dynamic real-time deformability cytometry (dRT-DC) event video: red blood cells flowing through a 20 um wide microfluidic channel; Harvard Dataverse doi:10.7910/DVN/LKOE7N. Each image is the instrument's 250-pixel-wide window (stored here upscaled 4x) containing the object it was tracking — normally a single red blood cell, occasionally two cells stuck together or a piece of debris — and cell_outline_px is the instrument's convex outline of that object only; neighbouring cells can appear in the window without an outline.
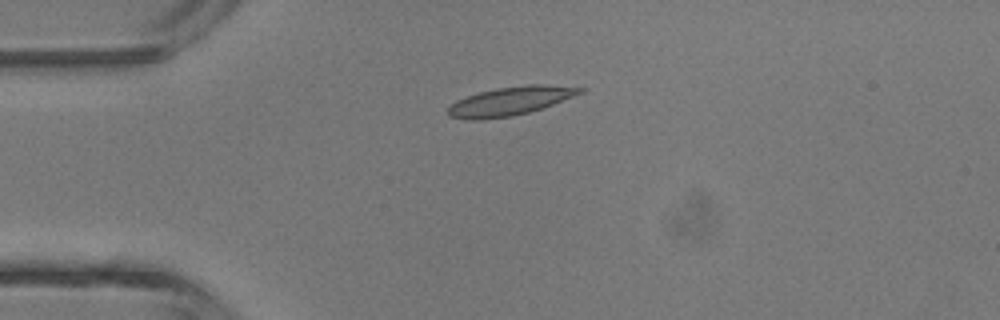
{"species": "common noctule bat (a hibernating species)", "species_latin": "Nyctalus noctula", "temperature_condition": "room temperature", "stored_images_in_passage": 5, "camera_frame_rate_fps": 3000, "um_per_image_px": 0.085, "animal": {"sex": "male", "body_mass_g": 13.3}, "frame": {"image": 1, "passage_image": 3, "time_ms": 3.0, "image_size_px": [1000, 320], "cell_outline_px": [[588, 88], [584, 92], [552, 104], [528, 112], [512, 116], [480, 120], [464, 120], [448, 116], [448, 108], [456, 100], [480, 92], [496, 88], [528, 84], [548, 84]], "centroid_in_image_um": [43.37, 8.59], "position_along_channel_um": 41.6, "area_um2": 22.02}}
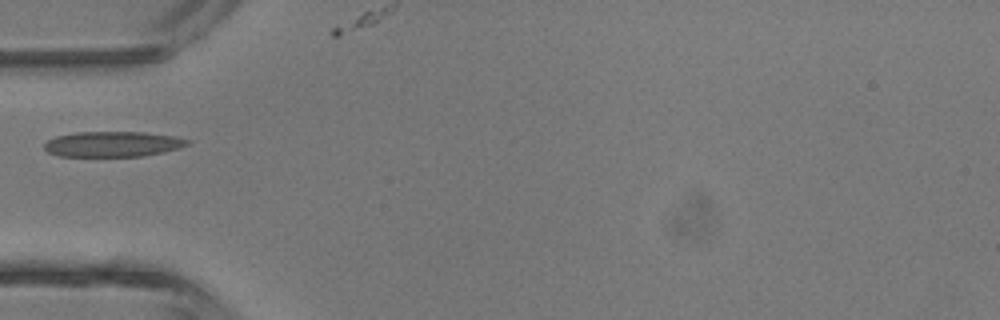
{"frame": {"image": 2, "passage_image": 4, "time_ms": 4.333, "image_size_px": [1000, 320], "cell_outline_px": [[192, 140], [188, 144], [180, 148], [164, 152], [144, 156], [60, 156], [48, 152], [44, 148], [44, 144], [48, 140], [56, 136], [76, 132], [144, 132], [176, 136]], "centroid_in_image_um": [9.63, 12.24], "position_along_channel_um": 75.4, "area_um2": 21.27}}